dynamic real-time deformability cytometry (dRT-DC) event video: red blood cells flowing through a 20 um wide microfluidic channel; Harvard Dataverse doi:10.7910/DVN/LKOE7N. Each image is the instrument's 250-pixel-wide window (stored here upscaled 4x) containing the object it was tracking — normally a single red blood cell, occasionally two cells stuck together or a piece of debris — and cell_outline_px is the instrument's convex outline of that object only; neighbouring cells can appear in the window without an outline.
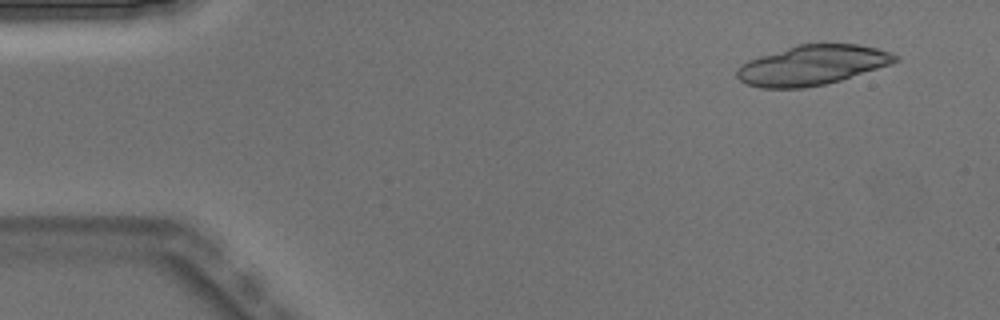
{"species": "Egyptian fruit bat (a non-hibernating species)", "species_latin": "Rousettus aegyptiacus", "temperature_condition": "warm", "stored_images_in_passage": 3, "camera_frame_rate_fps": 3000, "um_per_image_px": 0.085, "animal": {"sex": "male"}, "frame": {"image": 1, "passage_image": 1, "time_ms": 0.0, "image_size_px": [1000, 320], "cell_outline_px": [[900, 60], [892, 64], [840, 80], [824, 84], [804, 88], [760, 88], [748, 84], [740, 80], [736, 76], [736, 72], [748, 60], [796, 44], [856, 44], [876, 48], [892, 52], [900, 56]], "centroid_in_image_um": [69.08, 5.54], "position_along_channel_um": 15.9, "area_um2": 36.59}}